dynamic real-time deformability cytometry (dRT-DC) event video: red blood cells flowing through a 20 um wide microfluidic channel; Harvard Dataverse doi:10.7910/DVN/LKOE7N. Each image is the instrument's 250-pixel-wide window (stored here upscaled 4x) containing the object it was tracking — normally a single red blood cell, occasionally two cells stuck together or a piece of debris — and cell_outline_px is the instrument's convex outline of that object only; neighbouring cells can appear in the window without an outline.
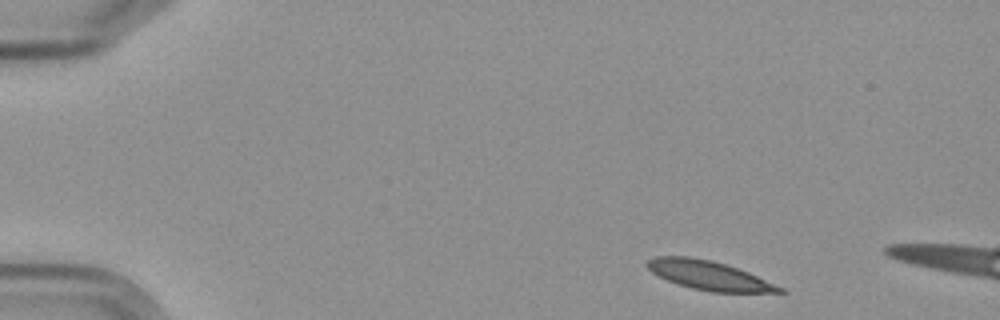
{"species": "Egyptian fruit bat (a non-hibernating species)", "species_latin": "Rousettus aegyptiacus", "temperature_condition": "cold", "stored_images_in_passage": 3, "camera_frame_rate_fps": 3000, "um_per_image_px": 0.085, "frame": {"image": 1, "passage_image": 1, "time_ms": 0.0, "image_size_px": [1000, 320], "cell_outline_px": [[788, 292], [712, 292], [692, 288], [668, 280], [652, 272], [644, 264], [644, 260], [656, 256], [688, 256], [712, 260], [748, 272], [784, 288]], "centroid_in_image_um": [60.22, 23.39], "position_along_channel_um": 24.8, "area_um2": 22.2}}